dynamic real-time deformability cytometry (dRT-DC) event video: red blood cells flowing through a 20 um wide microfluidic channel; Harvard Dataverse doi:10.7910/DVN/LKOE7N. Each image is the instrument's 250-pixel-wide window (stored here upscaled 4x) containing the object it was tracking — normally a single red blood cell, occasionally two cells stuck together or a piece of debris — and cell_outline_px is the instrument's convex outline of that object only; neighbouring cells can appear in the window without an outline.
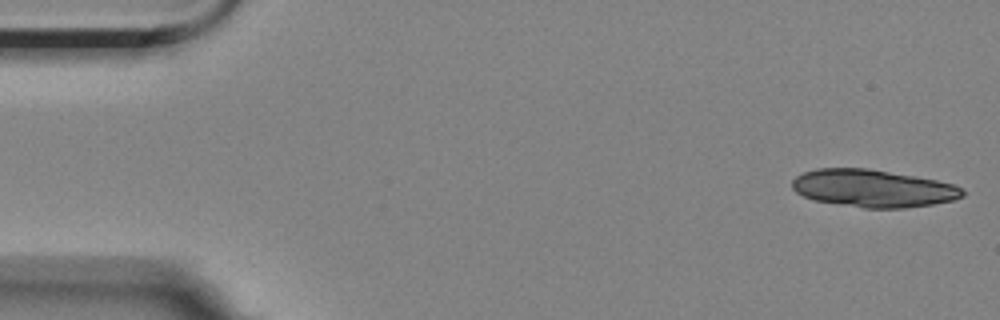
{"species": "Egyptian fruit bat (a non-hibernating species)", "species_latin": "Rousettus aegyptiacus", "temperature_condition": "room temperature", "stored_images_in_passage": 3, "camera_frame_rate_fps": 3000, "um_per_image_px": 0.085, "animal": {"sex": "female"}, "frame": {"image": 1, "passage_image": 3, "time_ms": 2.333, "image_size_px": [1000, 320], "cell_outline_px": [[964, 196], [952, 200], [932, 204], [904, 208], [864, 208], [812, 200], [796, 192], [792, 188], [792, 180], [796, 176], [804, 172], [816, 168], [868, 168], [916, 176], [936, 180], [952, 184], [960, 188], [964, 192]], "centroid_in_image_um": [74.17, 16.01], "position_along_channel_um": 10.8, "area_um2": 37.22}}